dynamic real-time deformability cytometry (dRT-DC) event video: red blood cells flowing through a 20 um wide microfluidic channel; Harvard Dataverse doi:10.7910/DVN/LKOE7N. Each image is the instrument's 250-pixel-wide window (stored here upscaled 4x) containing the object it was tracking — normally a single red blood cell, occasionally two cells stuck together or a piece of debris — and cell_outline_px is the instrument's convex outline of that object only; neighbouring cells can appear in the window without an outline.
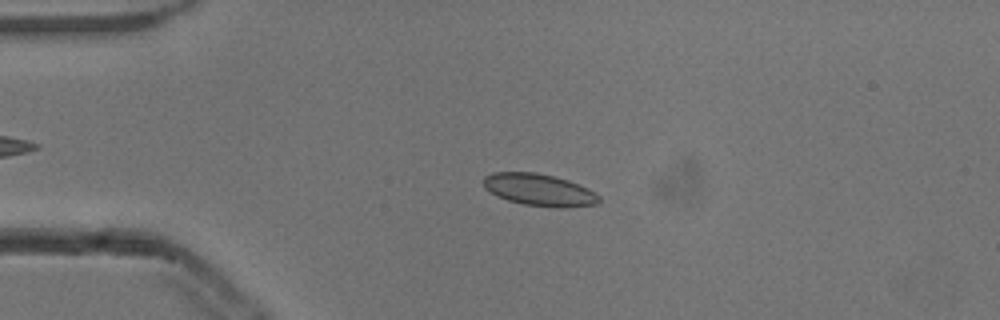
{"species": "common noctule bat (a hibernating species)", "species_latin": "Nyctalus noctula", "temperature_condition": "cold", "stored_images_in_passage": 53, "camera_frame_rate_fps": 3000, "um_per_image_px": 0.085, "animal": {"sex": "male", "body_mass_g": 13.3}, "frame": {"image": 1, "passage_image": 12, "time_ms": 3.667, "image_size_px": [1000, 320], "cell_outline_px": [[600, 200], [596, 204], [568, 208], [556, 208], [524, 204], [508, 200], [496, 196], [484, 188], [484, 176], [492, 172], [536, 172], [568, 180], [588, 188], [600, 196]], "centroid_in_image_um": [45.83, 16.14], "position_along_channel_um": 39.2, "area_um2": 21.68}}
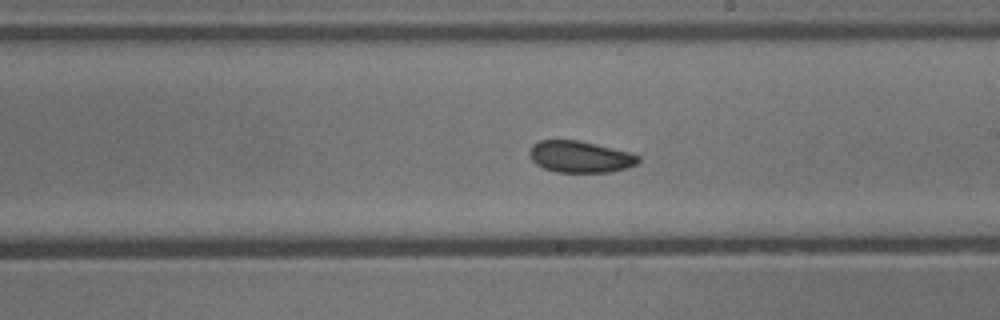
{"frame": {"image": 2, "passage_image": 30, "time_ms": 9.667, "image_size_px": [1000, 320], "cell_outline_px": [[640, 160], [636, 164], [628, 168], [612, 172], [556, 172], [544, 168], [536, 164], [532, 160], [528, 152], [532, 144], [540, 140], [580, 140], [628, 152], [640, 156]], "centroid_in_image_um": [49.3, 13.33], "position_along_channel_um": 239.7, "area_um2": 20.11}}
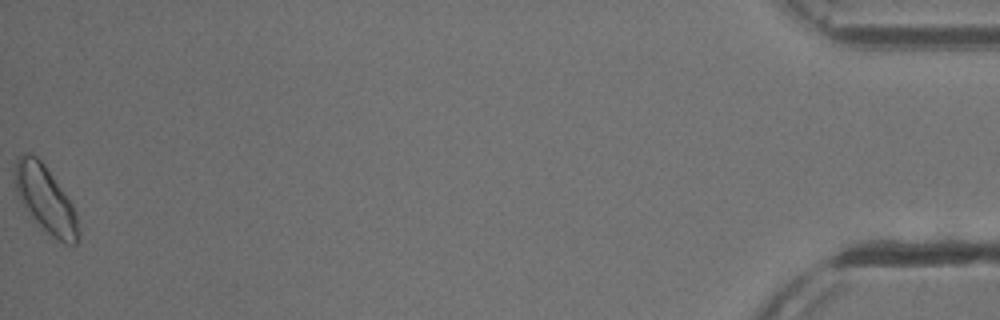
{"frame": {"image": 3, "passage_image": 53, "time_ms": 17.333, "image_size_px": [1000, 320], "cell_outline_px": [[80, 240], [76, 244], [64, 244], [52, 236], [32, 216], [20, 200], [16, 192], [12, 176], [12, 172], [16, 156], [24, 152], [32, 152], [44, 164], [72, 204], [76, 212], [80, 232]], "centroid_in_image_um": [3.84, 16.89], "position_along_channel_um": 431.4, "area_um2": 24.85}, "authors_computed_cell_mechanics": {"area_um2": 20.9236, "velocity_mm_per_s": 3.8493, "shape_relaxation_time_tau1_ms": 4.0807, "shape_relaxation_time_tau2_ms": 1.7109, "deformation_change_tau1": 0.0404, "deformation_change_tau2": 0.0644}}